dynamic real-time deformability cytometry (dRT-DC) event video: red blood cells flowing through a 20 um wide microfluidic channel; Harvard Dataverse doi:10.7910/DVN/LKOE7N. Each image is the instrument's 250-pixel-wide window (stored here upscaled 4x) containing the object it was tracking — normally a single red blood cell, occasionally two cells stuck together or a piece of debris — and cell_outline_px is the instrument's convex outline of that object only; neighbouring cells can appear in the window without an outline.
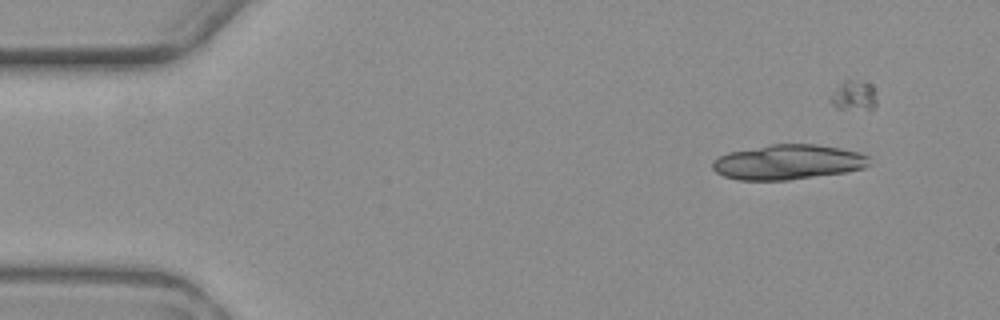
{"species": "common noctule bat (a hibernating species)", "species_latin": "Nyctalus noctula", "temperature_condition": "warm", "stored_images_in_passage": 8, "camera_frame_rate_fps": 3000, "um_per_image_px": 0.085, "animal": {"sex": "female", "body_mass_g": 19.3, "forearm_length_mm": 54.1}, "frame": {"image": 1, "passage_image": 1, "time_ms": 0.0, "image_size_px": [1000, 320], "cell_outline_px": [[872, 164], [864, 168], [844, 172], [788, 180], [740, 180], [724, 176], [716, 172], [712, 168], [712, 160], [728, 152], [768, 144], [816, 144], [840, 148], [860, 152], [868, 156]], "centroid_in_image_um": [66.98, 13.77], "position_along_channel_um": 18.0, "area_um2": 32.08}}